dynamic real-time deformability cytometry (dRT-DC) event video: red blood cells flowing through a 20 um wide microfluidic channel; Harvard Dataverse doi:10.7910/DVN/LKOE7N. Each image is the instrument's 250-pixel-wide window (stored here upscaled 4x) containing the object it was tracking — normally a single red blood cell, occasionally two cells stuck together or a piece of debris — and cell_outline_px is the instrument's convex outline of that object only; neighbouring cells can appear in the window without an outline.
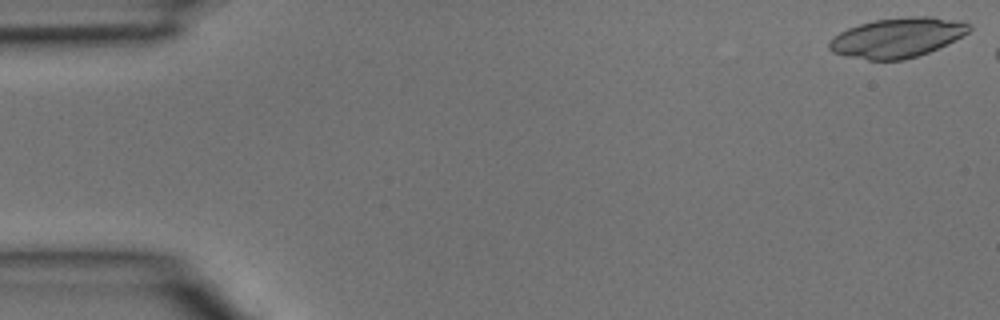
{"species": "common noctule bat (a hibernating species)", "species_latin": "Nyctalus noctula", "temperature_condition": "room temperature", "stored_images_in_passage": 4, "camera_frame_rate_fps": 3000, "um_per_image_px": 0.085, "animal": {"sex": "male", "body_mass_g": 15.6}, "frame": {"image": 1, "passage_image": 1, "time_ms": 0.0, "image_size_px": [1000, 320], "cell_outline_px": [[972, 28], [968, 32], [928, 52], [904, 60], [868, 60], [844, 56], [832, 52], [828, 48], [828, 40], [832, 36], [848, 28], [860, 24], [876, 20], [908, 16], [932, 16], [972, 24]], "centroid_in_image_um": [76.19, 3.2], "position_along_channel_um": 8.8, "area_um2": 32.19}}